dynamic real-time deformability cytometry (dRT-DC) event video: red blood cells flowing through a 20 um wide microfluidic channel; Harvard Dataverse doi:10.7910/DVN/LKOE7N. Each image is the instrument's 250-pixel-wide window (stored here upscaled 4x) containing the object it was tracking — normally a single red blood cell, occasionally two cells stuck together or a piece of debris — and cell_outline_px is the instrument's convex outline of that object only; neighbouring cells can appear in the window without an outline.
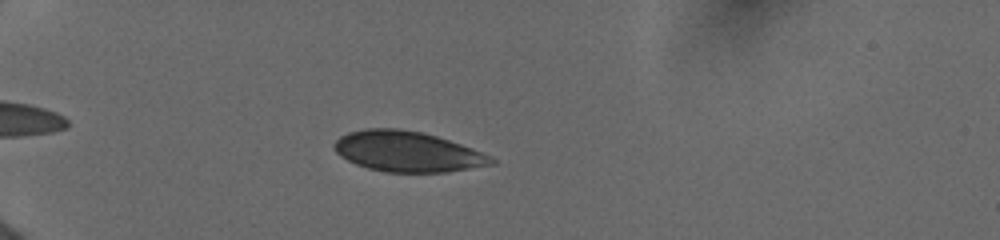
{"species": "human", "species_latin": "Homo sapiens", "temperature_condition": "cold", "stored_images_in_passage": 11, "camera_frame_rate_fps": 3000, "um_per_image_px": 0.085, "donor": {"sex": "female"}, "frame": {"image": 1, "passage_image": 2, "time_ms": 1.0, "image_size_px": [1000, 240], "cell_outline_px": [[496, 164], [448, 172], [384, 172], [368, 168], [356, 164], [340, 156], [332, 148], [332, 144], [340, 136], [348, 132], [364, 128], [400, 128], [424, 132], [472, 148], [492, 156], [496, 160]], "centroid_in_image_um": [34.62, 12.88], "position_along_channel_um": 50.4, "area_um2": 37.34}}
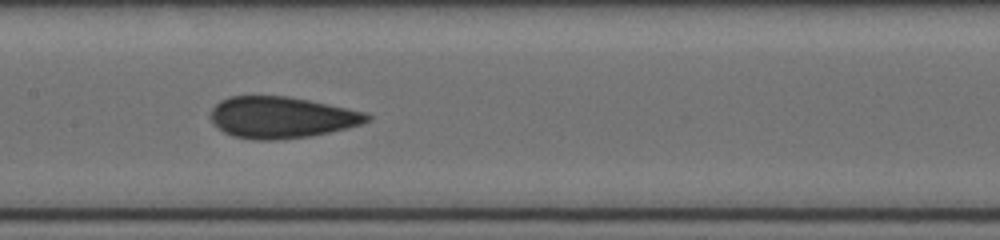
{"frame": {"image": 2, "passage_image": 6, "time_ms": 5.333, "image_size_px": [1000, 240], "cell_outline_px": [[372, 116], [368, 120], [360, 124], [348, 128], [308, 136], [276, 140], [256, 140], [232, 136], [224, 132], [212, 120], [212, 108], [220, 100], [228, 96], [284, 96], [308, 100], [368, 112]], "centroid_in_image_um": [23.94, 9.97], "position_along_channel_um": 183.5, "area_um2": 37.51}}
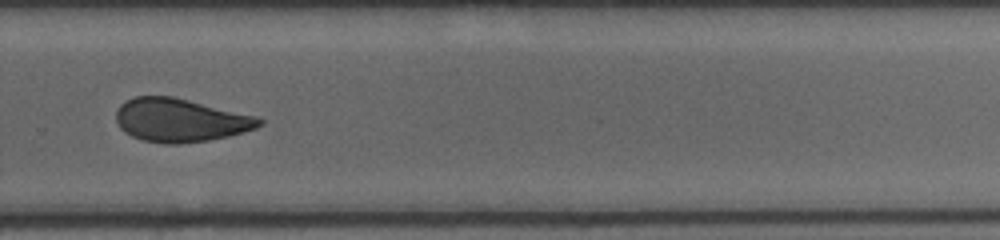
{"frame": {"image": 3, "passage_image": 10, "time_ms": 8.667, "image_size_px": [1000, 240], "cell_outline_px": [[264, 124], [256, 128], [244, 132], [228, 136], [208, 140], [176, 144], [164, 144], [144, 140], [132, 136], [124, 132], [120, 128], [116, 120], [116, 112], [120, 104], [136, 96], [172, 96], [256, 116], [264, 120]], "centroid_in_image_um": [15.33, 10.22], "position_along_channel_um": 314.5, "area_um2": 36.07}}